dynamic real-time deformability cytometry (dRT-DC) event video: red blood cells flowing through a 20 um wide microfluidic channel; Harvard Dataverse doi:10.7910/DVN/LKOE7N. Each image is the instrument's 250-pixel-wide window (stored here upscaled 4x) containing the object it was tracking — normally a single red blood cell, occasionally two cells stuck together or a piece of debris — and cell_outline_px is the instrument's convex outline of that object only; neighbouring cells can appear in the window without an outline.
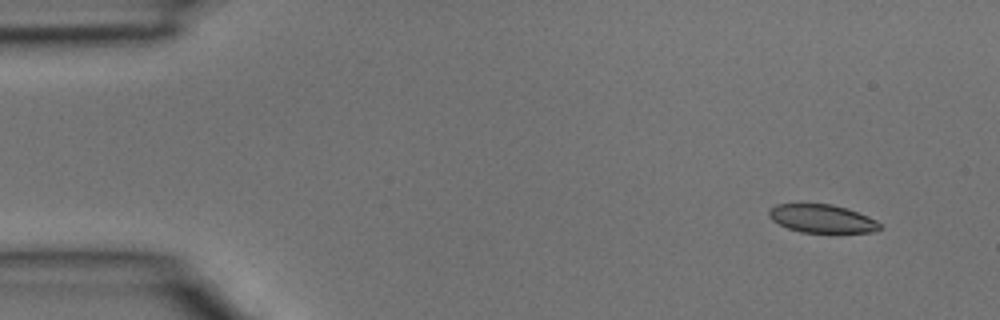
{"species": "common noctule bat (a hibernating species)", "species_latin": "Nyctalus noctula", "temperature_condition": "room temperature", "stored_images_in_passage": 4, "camera_frame_rate_fps": 3000, "um_per_image_px": 0.085, "animal": {"sex": "male", "body_mass_g": 15.6}, "frame": {"image": 1, "passage_image": 1, "time_ms": 0.0, "image_size_px": [1000, 320], "cell_outline_px": [[880, 228], [872, 232], [800, 232], [788, 228], [772, 220], [768, 216], [768, 208], [776, 204], [832, 204], [848, 208], [868, 216], [876, 220], [880, 224]], "centroid_in_image_um": [69.84, 18.57], "position_along_channel_um": 15.2, "area_um2": 18.21}}
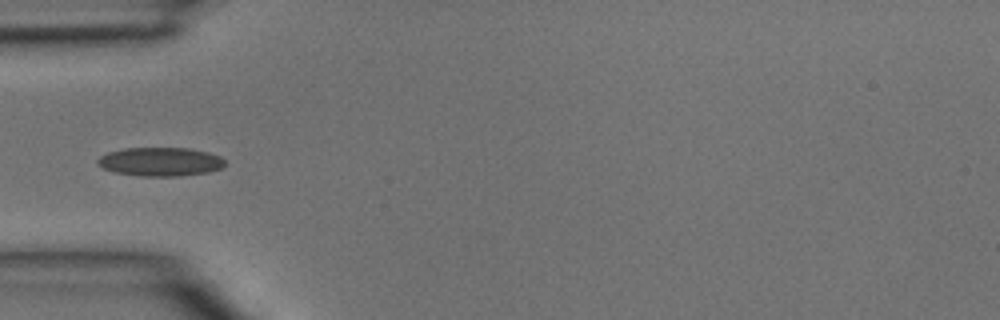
{"frame": {"image": 2, "passage_image": 4, "time_ms": 1.0, "image_size_px": [1000, 320], "cell_outline_px": [[224, 164], [220, 168], [208, 172], [180, 176], [140, 176], [116, 172], [104, 168], [96, 164], [96, 160], [100, 156], [108, 152], [124, 148], [188, 148], [208, 152], [220, 156], [224, 160]], "centroid_in_image_um": [13.61, 13.74], "position_along_channel_um": 71.4, "area_um2": 21.27}}